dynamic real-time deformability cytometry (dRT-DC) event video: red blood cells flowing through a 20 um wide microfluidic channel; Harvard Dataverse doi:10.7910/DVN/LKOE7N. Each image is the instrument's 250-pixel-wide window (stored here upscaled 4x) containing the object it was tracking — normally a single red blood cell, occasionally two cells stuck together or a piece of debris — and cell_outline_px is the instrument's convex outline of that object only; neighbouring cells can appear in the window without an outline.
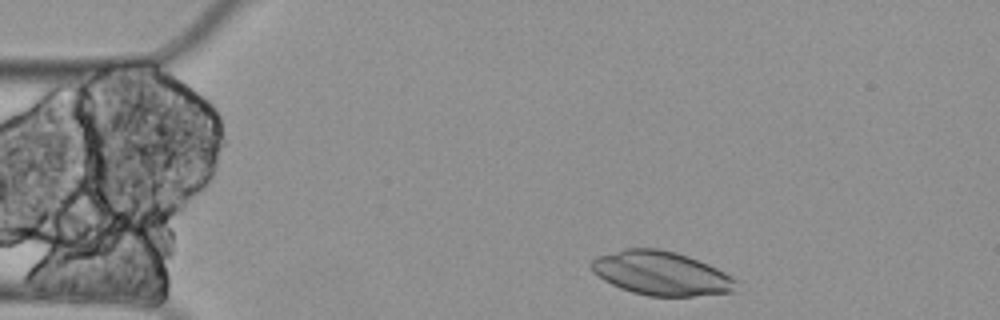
{"species": "Egyptian fruit bat (a non-hibernating species)", "species_latin": "Rousettus aegyptiacus", "temperature_condition": "cold", "stored_images_in_passage": 3, "camera_frame_rate_fps": 3000, "um_per_image_px": 0.085, "animal": {"sex": "female"}, "frame": {"image": 1, "passage_image": 1, "time_ms": 0.0, "image_size_px": [1000, 320], "cell_outline_px": [[736, 292], [692, 296], [648, 296], [632, 292], [620, 288], [604, 280], [592, 272], [588, 264], [596, 256], [624, 248], [660, 248], [676, 252], [688, 256], [708, 264], [724, 272], [736, 280]], "centroid_in_image_um": [56.16, 23.22], "position_along_channel_um": 28.8, "area_um2": 37.28}}